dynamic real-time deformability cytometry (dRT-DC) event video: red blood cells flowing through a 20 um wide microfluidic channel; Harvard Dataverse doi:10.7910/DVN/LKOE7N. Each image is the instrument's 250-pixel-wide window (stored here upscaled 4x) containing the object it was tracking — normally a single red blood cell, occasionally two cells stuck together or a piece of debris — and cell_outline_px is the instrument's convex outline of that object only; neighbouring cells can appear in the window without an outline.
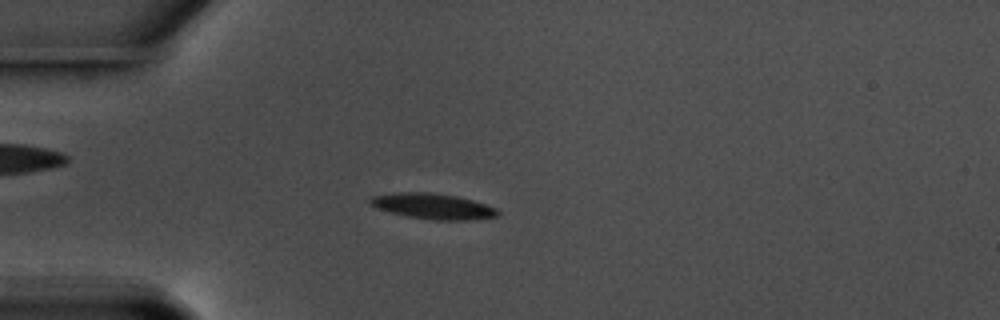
{"species": "common noctule bat (a hibernating species)", "species_latin": "Nyctalus noctula", "temperature_condition": "warm", "stored_images_in_passage": 58, "camera_frame_rate_fps": 3000, "um_per_image_px": 0.085, "animal": {"sex": "male", "body_mass_g": 17.5, "forearm_length_mm": 52.3}, "frame": {"image": 1, "passage_image": 16, "time_ms": 5.0, "image_size_px": [1000, 320], "cell_outline_px": [[500, 212], [496, 216], [472, 220], [436, 220], [408, 216], [392, 212], [380, 208], [372, 204], [368, 200], [372, 196], [392, 192], [428, 192], [456, 196], [472, 200], [496, 208]], "centroid_in_image_um": [36.82, 17.52], "position_along_channel_um": 48.2, "area_um2": 18.73}}
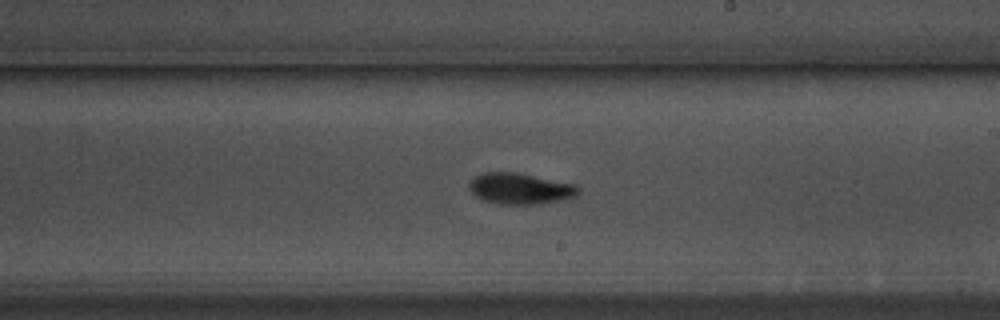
{"frame": {"image": 2, "passage_image": 34, "time_ms": 11.0, "image_size_px": [1000, 320], "cell_outline_px": [[580, 192], [576, 196], [560, 200], [536, 204], [500, 204], [484, 200], [476, 196], [472, 192], [468, 184], [476, 176], [484, 172], [520, 172], [576, 184], [580, 188]], "centroid_in_image_um": [44.25, 16.01], "position_along_channel_um": 244.7, "area_um2": 19.83}}
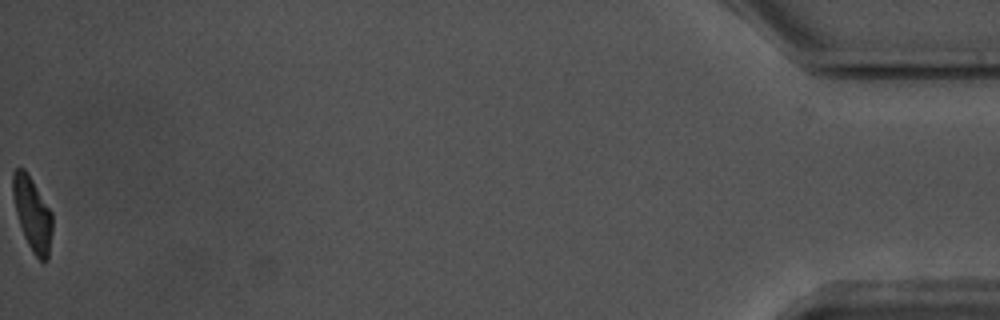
{"frame": {"image": 3, "passage_image": 58, "time_ms": 19.0, "image_size_px": [1000, 320], "cell_outline_px": [[52, 232], [48, 260], [40, 260], [32, 252], [24, 236], [16, 212], [12, 196], [12, 172], [16, 168], [24, 168], [28, 172], [52, 212]], "centroid_in_image_um": [2.75, 18.14], "position_along_channel_um": 432.5, "area_um2": 17.05}, "authors_computed_cell_mechanics": {"area_um2": 18.5538, "velocity_mm_per_s": 3.5733, "shape_relaxation_time_tau1_ms": 4.471, "shape_relaxation_time_tau2_ms": 2.6508, "deformation_change_tau1": 0.1753, "deformation_change_tau2": 0.0889}}